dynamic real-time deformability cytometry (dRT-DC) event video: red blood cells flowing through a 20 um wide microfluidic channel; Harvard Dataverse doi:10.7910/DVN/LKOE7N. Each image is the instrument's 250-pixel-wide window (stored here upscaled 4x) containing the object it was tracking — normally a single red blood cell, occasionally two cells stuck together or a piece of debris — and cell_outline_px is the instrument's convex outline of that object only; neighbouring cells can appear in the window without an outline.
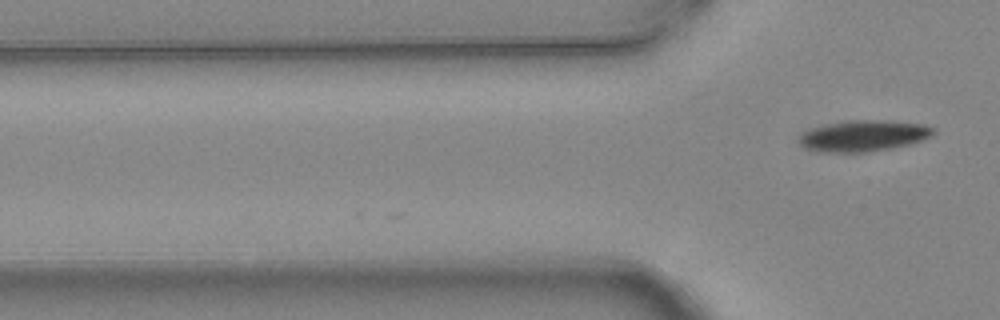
{"species": "common noctule bat (a hibernating species)", "species_latin": "Nyctalus noctula", "temperature_condition": "warm", "stored_images_in_passage": 2, "camera_frame_rate_fps": 3000, "um_per_image_px": 0.085, "animal": {"sex": "female", "body_mass_g": 24.6, "forearm_length_mm": 56.2}, "frame": {"image": 1, "passage_image": 2, "time_ms": 0.333, "image_size_px": [1000, 320], "cell_outline_px": [[936, 132], [932, 136], [912, 144], [892, 148], [864, 152], [824, 152], [808, 148], [800, 144], [800, 136], [804, 132], [812, 128], [828, 124], [852, 120], [892, 120], [924, 124], [936, 128]], "centroid_in_image_um": [73.51, 11.53], "position_along_channel_um": 52.3, "area_um2": 24.33}}